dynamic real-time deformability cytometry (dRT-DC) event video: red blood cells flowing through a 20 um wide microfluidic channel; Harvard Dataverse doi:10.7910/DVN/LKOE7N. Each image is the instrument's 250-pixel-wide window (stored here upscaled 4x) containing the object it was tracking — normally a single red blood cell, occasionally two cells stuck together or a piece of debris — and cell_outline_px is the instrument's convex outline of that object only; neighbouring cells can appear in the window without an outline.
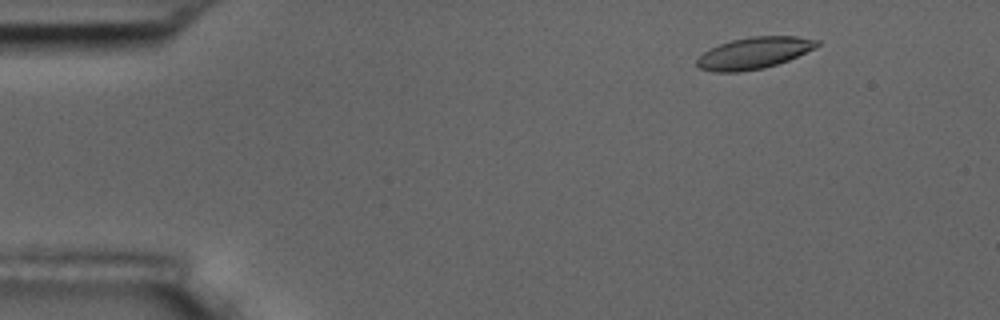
{"species": "common noctule bat (a hibernating species)", "species_latin": "Nyctalus noctula", "temperature_condition": "room temperature", "stored_images_in_passage": 55, "camera_frame_rate_fps": 3000, "um_per_image_px": 0.085, "animal": {"sex": "male", "body_mass_g": 17.5, "forearm_length_mm": 52.3}, "frame": {"image": 1, "passage_image": 6, "time_ms": 1.667, "image_size_px": [1000, 320], "cell_outline_px": [[820, 44], [816, 48], [788, 60], [764, 68], [740, 72], [712, 72], [700, 68], [696, 64], [696, 60], [704, 52], [720, 44], [732, 40], [752, 36], [796, 36], [820, 40]], "centroid_in_image_um": [64.11, 4.51], "position_along_channel_um": 20.9, "area_um2": 22.08}}
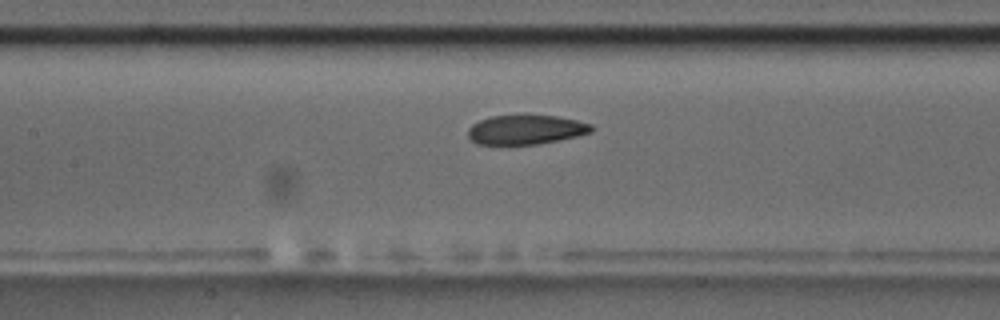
{"frame": {"image": 2, "passage_image": 25, "time_ms": 8.0, "image_size_px": [1000, 320], "cell_outline_px": [[592, 132], [576, 136], [536, 144], [476, 144], [468, 136], [468, 128], [472, 124], [480, 120], [492, 116], [524, 112], [556, 116], [576, 120], [592, 124]], "centroid_in_image_um": [44.67, 10.97], "position_along_channel_um": 162.7, "area_um2": 21.68}}
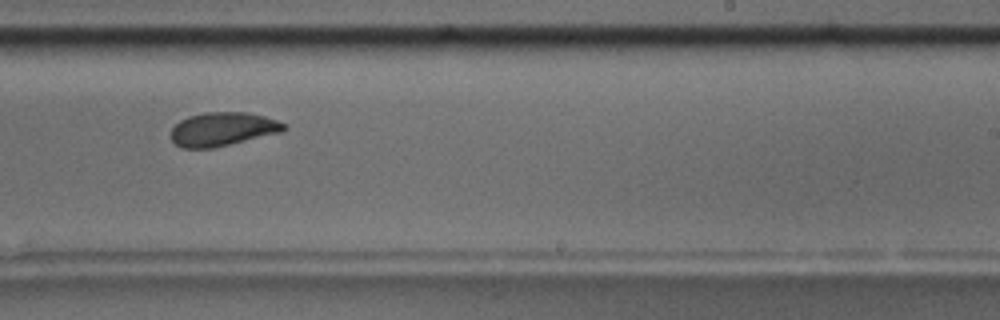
{"frame": {"image": 3, "passage_image": 34, "time_ms": 11.0, "image_size_px": [1000, 320], "cell_outline_px": [[288, 128], [280, 132], [212, 148], [180, 148], [168, 136], [172, 128], [180, 120], [188, 116], [204, 112], [248, 112], [264, 116], [288, 124]], "centroid_in_image_um": [18.89, 10.97], "position_along_channel_um": 270.1, "area_um2": 22.25}, "authors_computed_cell_mechanics": {"area_um2": 22.6576, "velocity_mm_per_s": 3.5994, "shape_relaxation_time_tau1_ms": 6.7488, "shape_relaxation_time_tau2_ms": 2.5789, "deformation_change_tau1": 0.1931, "deformation_change_tau2": 0.0676}}